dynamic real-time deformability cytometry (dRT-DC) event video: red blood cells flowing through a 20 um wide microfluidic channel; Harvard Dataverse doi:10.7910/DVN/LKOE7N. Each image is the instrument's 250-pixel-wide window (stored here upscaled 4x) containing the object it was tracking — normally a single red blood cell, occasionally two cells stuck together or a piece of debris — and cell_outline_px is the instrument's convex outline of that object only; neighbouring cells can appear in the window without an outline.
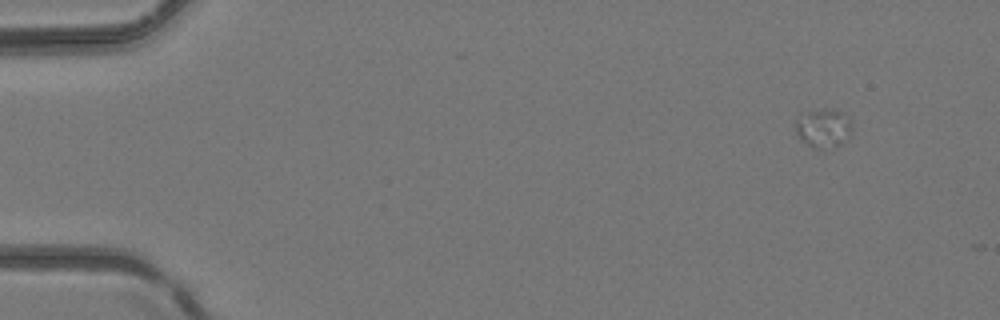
{"species": "common noctule bat (a hibernating species)", "species_latin": "Nyctalus noctula", "temperature_condition": "room temperature", "stored_images_in_passage": 3, "camera_frame_rate_fps": 3000, "um_per_image_px": 0.085, "animal": {"sex": "female", "body_mass_g": 24.6, "forearm_length_mm": 56.2}, "frame": {"image": 1, "passage_image": 1, "time_ms": 0.0, "image_size_px": [1000, 320], "cell_outline_px": [[852, 132], [840, 144], [832, 148], [812, 148], [800, 140], [796, 132], [796, 124], [800, 112], [840, 112], [848, 116], [852, 128]], "centroid_in_image_um": [69.96, 10.95], "position_along_channel_um": 15.0, "area_um2": 12.31}}